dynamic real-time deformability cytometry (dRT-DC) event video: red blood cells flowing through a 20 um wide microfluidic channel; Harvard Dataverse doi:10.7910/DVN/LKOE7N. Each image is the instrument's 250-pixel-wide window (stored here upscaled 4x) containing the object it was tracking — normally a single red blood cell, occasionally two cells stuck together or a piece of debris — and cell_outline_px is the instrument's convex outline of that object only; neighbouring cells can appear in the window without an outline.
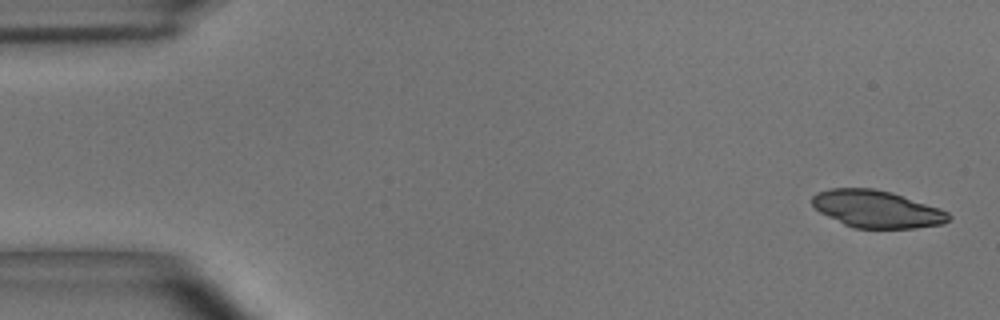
{"species": "common noctule bat (a hibernating species)", "species_latin": "Nyctalus noctula", "temperature_condition": "room temperature", "stored_images_in_passage": 6, "camera_frame_rate_fps": 3000, "um_per_image_px": 0.085, "animal": {"sex": "male", "body_mass_g": 15.6}, "frame": {"image": 1, "passage_image": 1, "time_ms": 0.0, "image_size_px": [1000, 320], "cell_outline_px": [[952, 216], [944, 224], [916, 228], [852, 228], [820, 212], [812, 204], [812, 196], [816, 192], [828, 188], [872, 188], [892, 192], [940, 208], [948, 212]], "centroid_in_image_um": [74.53, 17.76], "position_along_channel_um": 10.5, "area_um2": 29.77}}